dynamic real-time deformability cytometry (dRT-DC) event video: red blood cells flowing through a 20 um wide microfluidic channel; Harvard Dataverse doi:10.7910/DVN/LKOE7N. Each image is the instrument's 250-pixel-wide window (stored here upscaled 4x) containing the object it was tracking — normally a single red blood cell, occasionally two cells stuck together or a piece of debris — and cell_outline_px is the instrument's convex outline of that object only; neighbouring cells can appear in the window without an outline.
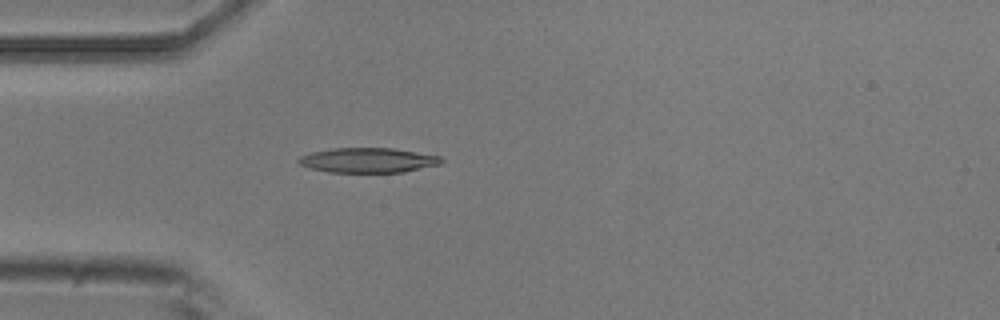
{"species": "common noctule bat (a hibernating species)", "species_latin": "Nyctalus noctula", "temperature_condition": "room temperature", "stored_images_in_passage": 5, "camera_frame_rate_fps": 3000, "um_per_image_px": 0.085, "animal": {"sex": "male", "body_mass_g": 20.5, "forearm_length_mm": 52.5}, "frame": {"image": 1, "passage_image": 4, "time_ms": 1.0, "image_size_px": [1000, 320], "cell_outline_px": [[444, 160], [440, 164], [404, 172], [328, 172], [312, 168], [300, 164], [296, 160], [300, 156], [308, 152], [332, 148], [392, 148], [440, 156]], "centroid_in_image_um": [31.25, 13.61], "position_along_channel_um": 53.7, "area_um2": 20.63}}